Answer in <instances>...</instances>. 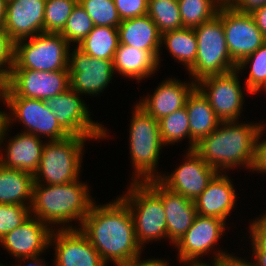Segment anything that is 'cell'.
Listing matches in <instances>:
<instances>
[{
	"mask_svg": "<svg viewBox=\"0 0 266 266\" xmlns=\"http://www.w3.org/2000/svg\"><path fill=\"white\" fill-rule=\"evenodd\" d=\"M95 203L78 228L102 260L121 266L139 257L143 248L137 242L134 220L127 204L120 196L108 204Z\"/></svg>",
	"mask_w": 266,
	"mask_h": 266,
	"instance_id": "6da1fadb",
	"label": "cell"
},
{
	"mask_svg": "<svg viewBox=\"0 0 266 266\" xmlns=\"http://www.w3.org/2000/svg\"><path fill=\"white\" fill-rule=\"evenodd\" d=\"M263 125V122L221 121L210 135L196 143L194 151L217 172L226 173L239 166L251 171L256 138Z\"/></svg>",
	"mask_w": 266,
	"mask_h": 266,
	"instance_id": "7a4b0ae2",
	"label": "cell"
},
{
	"mask_svg": "<svg viewBox=\"0 0 266 266\" xmlns=\"http://www.w3.org/2000/svg\"><path fill=\"white\" fill-rule=\"evenodd\" d=\"M94 202L88 185L79 180L59 185L34 184L30 210L51 228L59 224L60 229H77ZM72 221H79L78 226L69 223Z\"/></svg>",
	"mask_w": 266,
	"mask_h": 266,
	"instance_id": "3957f363",
	"label": "cell"
},
{
	"mask_svg": "<svg viewBox=\"0 0 266 266\" xmlns=\"http://www.w3.org/2000/svg\"><path fill=\"white\" fill-rule=\"evenodd\" d=\"M132 113L129 127V150L135 172H133L131 182L158 179L161 173H158L156 166L159 163L160 151L164 147L158 120L137 103Z\"/></svg>",
	"mask_w": 266,
	"mask_h": 266,
	"instance_id": "277c9868",
	"label": "cell"
},
{
	"mask_svg": "<svg viewBox=\"0 0 266 266\" xmlns=\"http://www.w3.org/2000/svg\"><path fill=\"white\" fill-rule=\"evenodd\" d=\"M86 136H69L63 140L45 141L42 157L34 173V184L59 185L80 180Z\"/></svg>",
	"mask_w": 266,
	"mask_h": 266,
	"instance_id": "5b68a950",
	"label": "cell"
},
{
	"mask_svg": "<svg viewBox=\"0 0 266 266\" xmlns=\"http://www.w3.org/2000/svg\"><path fill=\"white\" fill-rule=\"evenodd\" d=\"M197 40V56L194 65L188 70L192 81L208 76L220 75L236 69L227 48L222 23V6L211 20L194 28Z\"/></svg>",
	"mask_w": 266,
	"mask_h": 266,
	"instance_id": "8992f818",
	"label": "cell"
},
{
	"mask_svg": "<svg viewBox=\"0 0 266 266\" xmlns=\"http://www.w3.org/2000/svg\"><path fill=\"white\" fill-rule=\"evenodd\" d=\"M129 187L120 198L131 211L137 242L144 248L153 240L167 239L162 198L146 182H131Z\"/></svg>",
	"mask_w": 266,
	"mask_h": 266,
	"instance_id": "52a82bcc",
	"label": "cell"
},
{
	"mask_svg": "<svg viewBox=\"0 0 266 266\" xmlns=\"http://www.w3.org/2000/svg\"><path fill=\"white\" fill-rule=\"evenodd\" d=\"M70 44L60 33H40L14 43L11 69L68 70Z\"/></svg>",
	"mask_w": 266,
	"mask_h": 266,
	"instance_id": "ba28073f",
	"label": "cell"
},
{
	"mask_svg": "<svg viewBox=\"0 0 266 266\" xmlns=\"http://www.w3.org/2000/svg\"><path fill=\"white\" fill-rule=\"evenodd\" d=\"M3 104L7 105L9 114L3 111L2 119L7 126L17 120L24 125L23 132L47 141L63 140L70 135L59 125L56 116L47 106L46 101L19 96H3ZM11 112V114H10ZM44 136V137H43Z\"/></svg>",
	"mask_w": 266,
	"mask_h": 266,
	"instance_id": "9c48e42d",
	"label": "cell"
},
{
	"mask_svg": "<svg viewBox=\"0 0 266 266\" xmlns=\"http://www.w3.org/2000/svg\"><path fill=\"white\" fill-rule=\"evenodd\" d=\"M75 90L65 92L46 100L47 106L56 116L59 125L70 136H86L90 139H106L109 132L104 125L91 119L89 107Z\"/></svg>",
	"mask_w": 266,
	"mask_h": 266,
	"instance_id": "30bf717a",
	"label": "cell"
},
{
	"mask_svg": "<svg viewBox=\"0 0 266 266\" xmlns=\"http://www.w3.org/2000/svg\"><path fill=\"white\" fill-rule=\"evenodd\" d=\"M238 70L199 80L196 87L207 98L216 116L221 121H239L243 111L244 91L241 88Z\"/></svg>",
	"mask_w": 266,
	"mask_h": 266,
	"instance_id": "8fae6325",
	"label": "cell"
},
{
	"mask_svg": "<svg viewBox=\"0 0 266 266\" xmlns=\"http://www.w3.org/2000/svg\"><path fill=\"white\" fill-rule=\"evenodd\" d=\"M70 88L69 70L35 71L11 69L3 96H19L46 101Z\"/></svg>",
	"mask_w": 266,
	"mask_h": 266,
	"instance_id": "7c38bea8",
	"label": "cell"
},
{
	"mask_svg": "<svg viewBox=\"0 0 266 266\" xmlns=\"http://www.w3.org/2000/svg\"><path fill=\"white\" fill-rule=\"evenodd\" d=\"M68 70L70 88L80 95L89 96L102 93L115 73L113 60L92 57L77 46L69 50Z\"/></svg>",
	"mask_w": 266,
	"mask_h": 266,
	"instance_id": "4fadbf2b",
	"label": "cell"
},
{
	"mask_svg": "<svg viewBox=\"0 0 266 266\" xmlns=\"http://www.w3.org/2000/svg\"><path fill=\"white\" fill-rule=\"evenodd\" d=\"M222 23L228 51L236 64L266 42L251 13L222 6Z\"/></svg>",
	"mask_w": 266,
	"mask_h": 266,
	"instance_id": "5bb4252c",
	"label": "cell"
},
{
	"mask_svg": "<svg viewBox=\"0 0 266 266\" xmlns=\"http://www.w3.org/2000/svg\"><path fill=\"white\" fill-rule=\"evenodd\" d=\"M222 219L198 215L181 239L174 245L181 264L199 263L203 255L214 249L227 227ZM201 257V258H199Z\"/></svg>",
	"mask_w": 266,
	"mask_h": 266,
	"instance_id": "9a60e30c",
	"label": "cell"
},
{
	"mask_svg": "<svg viewBox=\"0 0 266 266\" xmlns=\"http://www.w3.org/2000/svg\"><path fill=\"white\" fill-rule=\"evenodd\" d=\"M186 151L185 161L171 174L162 173L158 180L168 189L194 201L218 172L194 150Z\"/></svg>",
	"mask_w": 266,
	"mask_h": 266,
	"instance_id": "2e32d148",
	"label": "cell"
},
{
	"mask_svg": "<svg viewBox=\"0 0 266 266\" xmlns=\"http://www.w3.org/2000/svg\"><path fill=\"white\" fill-rule=\"evenodd\" d=\"M50 246H55V266H107L79 228H54Z\"/></svg>",
	"mask_w": 266,
	"mask_h": 266,
	"instance_id": "e0dca14e",
	"label": "cell"
},
{
	"mask_svg": "<svg viewBox=\"0 0 266 266\" xmlns=\"http://www.w3.org/2000/svg\"><path fill=\"white\" fill-rule=\"evenodd\" d=\"M8 129L9 126L2 121L0 125V151L3 153L1 150L3 140L7 142V146H5L7 148L4 151L5 155L0 152V164L5 168L22 170L34 175L42 157L45 141L43 142L38 136L22 131L7 141L5 135L8 134Z\"/></svg>",
	"mask_w": 266,
	"mask_h": 266,
	"instance_id": "ac0fdd59",
	"label": "cell"
},
{
	"mask_svg": "<svg viewBox=\"0 0 266 266\" xmlns=\"http://www.w3.org/2000/svg\"><path fill=\"white\" fill-rule=\"evenodd\" d=\"M53 232L46 223L32 215L16 229L7 233L0 245L17 259L41 255L50 246Z\"/></svg>",
	"mask_w": 266,
	"mask_h": 266,
	"instance_id": "d6986e66",
	"label": "cell"
},
{
	"mask_svg": "<svg viewBox=\"0 0 266 266\" xmlns=\"http://www.w3.org/2000/svg\"><path fill=\"white\" fill-rule=\"evenodd\" d=\"M46 0H8L4 29L15 43L44 32Z\"/></svg>",
	"mask_w": 266,
	"mask_h": 266,
	"instance_id": "ffe728a7",
	"label": "cell"
},
{
	"mask_svg": "<svg viewBox=\"0 0 266 266\" xmlns=\"http://www.w3.org/2000/svg\"><path fill=\"white\" fill-rule=\"evenodd\" d=\"M146 183L162 198L166 214L167 239L175 245L197 216L194 201L165 187L158 179Z\"/></svg>",
	"mask_w": 266,
	"mask_h": 266,
	"instance_id": "44dd1931",
	"label": "cell"
},
{
	"mask_svg": "<svg viewBox=\"0 0 266 266\" xmlns=\"http://www.w3.org/2000/svg\"><path fill=\"white\" fill-rule=\"evenodd\" d=\"M195 87L196 83L191 80L181 82L175 78H167L159 83L153 94H148L137 104L153 118L160 120L185 107L187 97Z\"/></svg>",
	"mask_w": 266,
	"mask_h": 266,
	"instance_id": "7402d4cb",
	"label": "cell"
},
{
	"mask_svg": "<svg viewBox=\"0 0 266 266\" xmlns=\"http://www.w3.org/2000/svg\"><path fill=\"white\" fill-rule=\"evenodd\" d=\"M235 190L228 174L218 172L205 190L194 200L197 214L215 217L226 222L236 205Z\"/></svg>",
	"mask_w": 266,
	"mask_h": 266,
	"instance_id": "603a6c76",
	"label": "cell"
},
{
	"mask_svg": "<svg viewBox=\"0 0 266 266\" xmlns=\"http://www.w3.org/2000/svg\"><path fill=\"white\" fill-rule=\"evenodd\" d=\"M117 29L120 44L149 51L160 65L162 34L148 14L122 20Z\"/></svg>",
	"mask_w": 266,
	"mask_h": 266,
	"instance_id": "cb8c5ba5",
	"label": "cell"
},
{
	"mask_svg": "<svg viewBox=\"0 0 266 266\" xmlns=\"http://www.w3.org/2000/svg\"><path fill=\"white\" fill-rule=\"evenodd\" d=\"M185 108L190 129V146L187 150H194L196 143L210 135L219 126L221 120L197 87L187 97Z\"/></svg>",
	"mask_w": 266,
	"mask_h": 266,
	"instance_id": "d4e9b609",
	"label": "cell"
},
{
	"mask_svg": "<svg viewBox=\"0 0 266 266\" xmlns=\"http://www.w3.org/2000/svg\"><path fill=\"white\" fill-rule=\"evenodd\" d=\"M158 67L157 59L149 51L124 44H119L113 58L114 72L136 79L137 82L151 77L158 71Z\"/></svg>",
	"mask_w": 266,
	"mask_h": 266,
	"instance_id": "484cf974",
	"label": "cell"
},
{
	"mask_svg": "<svg viewBox=\"0 0 266 266\" xmlns=\"http://www.w3.org/2000/svg\"><path fill=\"white\" fill-rule=\"evenodd\" d=\"M34 183L32 173L0 164V204L31 206Z\"/></svg>",
	"mask_w": 266,
	"mask_h": 266,
	"instance_id": "4316f807",
	"label": "cell"
},
{
	"mask_svg": "<svg viewBox=\"0 0 266 266\" xmlns=\"http://www.w3.org/2000/svg\"><path fill=\"white\" fill-rule=\"evenodd\" d=\"M163 43V44H162ZM166 45V49L171 56L183 64L189 70L195 63L197 56V40L193 28L182 27L162 34L161 46Z\"/></svg>",
	"mask_w": 266,
	"mask_h": 266,
	"instance_id": "83f0119b",
	"label": "cell"
},
{
	"mask_svg": "<svg viewBox=\"0 0 266 266\" xmlns=\"http://www.w3.org/2000/svg\"><path fill=\"white\" fill-rule=\"evenodd\" d=\"M119 44L117 27L94 26L77 47L92 57L113 60Z\"/></svg>",
	"mask_w": 266,
	"mask_h": 266,
	"instance_id": "f1b7e54d",
	"label": "cell"
},
{
	"mask_svg": "<svg viewBox=\"0 0 266 266\" xmlns=\"http://www.w3.org/2000/svg\"><path fill=\"white\" fill-rule=\"evenodd\" d=\"M183 27L195 28L213 19L221 7L218 0H178Z\"/></svg>",
	"mask_w": 266,
	"mask_h": 266,
	"instance_id": "f546056e",
	"label": "cell"
},
{
	"mask_svg": "<svg viewBox=\"0 0 266 266\" xmlns=\"http://www.w3.org/2000/svg\"><path fill=\"white\" fill-rule=\"evenodd\" d=\"M251 66L247 79H245V88L248 93L256 94L266 87V42L262 44L255 52L243 58L236 67V70L247 69Z\"/></svg>",
	"mask_w": 266,
	"mask_h": 266,
	"instance_id": "4dcf8cb0",
	"label": "cell"
},
{
	"mask_svg": "<svg viewBox=\"0 0 266 266\" xmlns=\"http://www.w3.org/2000/svg\"><path fill=\"white\" fill-rule=\"evenodd\" d=\"M147 14L161 34L183 27L178 0H148Z\"/></svg>",
	"mask_w": 266,
	"mask_h": 266,
	"instance_id": "1f68e13d",
	"label": "cell"
},
{
	"mask_svg": "<svg viewBox=\"0 0 266 266\" xmlns=\"http://www.w3.org/2000/svg\"><path fill=\"white\" fill-rule=\"evenodd\" d=\"M161 141L165 145L175 144L183 139H189L190 129L188 113L185 107L158 120Z\"/></svg>",
	"mask_w": 266,
	"mask_h": 266,
	"instance_id": "d6a6232c",
	"label": "cell"
},
{
	"mask_svg": "<svg viewBox=\"0 0 266 266\" xmlns=\"http://www.w3.org/2000/svg\"><path fill=\"white\" fill-rule=\"evenodd\" d=\"M78 0H46L44 32L61 33Z\"/></svg>",
	"mask_w": 266,
	"mask_h": 266,
	"instance_id": "836d02e7",
	"label": "cell"
},
{
	"mask_svg": "<svg viewBox=\"0 0 266 266\" xmlns=\"http://www.w3.org/2000/svg\"><path fill=\"white\" fill-rule=\"evenodd\" d=\"M94 26L92 19L78 2L60 34L70 45L76 43L75 46H78Z\"/></svg>",
	"mask_w": 266,
	"mask_h": 266,
	"instance_id": "e575fe53",
	"label": "cell"
},
{
	"mask_svg": "<svg viewBox=\"0 0 266 266\" xmlns=\"http://www.w3.org/2000/svg\"><path fill=\"white\" fill-rule=\"evenodd\" d=\"M95 26L118 27L121 19L114 0H78Z\"/></svg>",
	"mask_w": 266,
	"mask_h": 266,
	"instance_id": "d590c367",
	"label": "cell"
},
{
	"mask_svg": "<svg viewBox=\"0 0 266 266\" xmlns=\"http://www.w3.org/2000/svg\"><path fill=\"white\" fill-rule=\"evenodd\" d=\"M31 216L30 206L0 204V240Z\"/></svg>",
	"mask_w": 266,
	"mask_h": 266,
	"instance_id": "8d00e7d4",
	"label": "cell"
},
{
	"mask_svg": "<svg viewBox=\"0 0 266 266\" xmlns=\"http://www.w3.org/2000/svg\"><path fill=\"white\" fill-rule=\"evenodd\" d=\"M14 64V42L0 25V83L6 87Z\"/></svg>",
	"mask_w": 266,
	"mask_h": 266,
	"instance_id": "74e56055",
	"label": "cell"
},
{
	"mask_svg": "<svg viewBox=\"0 0 266 266\" xmlns=\"http://www.w3.org/2000/svg\"><path fill=\"white\" fill-rule=\"evenodd\" d=\"M121 20L144 16L148 12V0H114Z\"/></svg>",
	"mask_w": 266,
	"mask_h": 266,
	"instance_id": "f35d334b",
	"label": "cell"
},
{
	"mask_svg": "<svg viewBox=\"0 0 266 266\" xmlns=\"http://www.w3.org/2000/svg\"><path fill=\"white\" fill-rule=\"evenodd\" d=\"M252 252H266V212L250 223Z\"/></svg>",
	"mask_w": 266,
	"mask_h": 266,
	"instance_id": "ab89813d",
	"label": "cell"
},
{
	"mask_svg": "<svg viewBox=\"0 0 266 266\" xmlns=\"http://www.w3.org/2000/svg\"><path fill=\"white\" fill-rule=\"evenodd\" d=\"M266 131V125L264 124L261 131L259 132L255 142V157L253 167L251 170L266 173V139L261 141V135Z\"/></svg>",
	"mask_w": 266,
	"mask_h": 266,
	"instance_id": "60d3db41",
	"label": "cell"
},
{
	"mask_svg": "<svg viewBox=\"0 0 266 266\" xmlns=\"http://www.w3.org/2000/svg\"><path fill=\"white\" fill-rule=\"evenodd\" d=\"M265 5L266 0H237L232 6L240 12L251 13Z\"/></svg>",
	"mask_w": 266,
	"mask_h": 266,
	"instance_id": "b9f144b4",
	"label": "cell"
},
{
	"mask_svg": "<svg viewBox=\"0 0 266 266\" xmlns=\"http://www.w3.org/2000/svg\"><path fill=\"white\" fill-rule=\"evenodd\" d=\"M121 266H169V263L165 259L161 260V258L160 259L151 258V259L141 260V257L139 256Z\"/></svg>",
	"mask_w": 266,
	"mask_h": 266,
	"instance_id": "7bdbcfd3",
	"label": "cell"
},
{
	"mask_svg": "<svg viewBox=\"0 0 266 266\" xmlns=\"http://www.w3.org/2000/svg\"><path fill=\"white\" fill-rule=\"evenodd\" d=\"M257 27L261 30L264 37L266 38V5L255 9L251 12Z\"/></svg>",
	"mask_w": 266,
	"mask_h": 266,
	"instance_id": "ee69618b",
	"label": "cell"
},
{
	"mask_svg": "<svg viewBox=\"0 0 266 266\" xmlns=\"http://www.w3.org/2000/svg\"><path fill=\"white\" fill-rule=\"evenodd\" d=\"M219 247L216 250V252H214V256H213V261L211 262L212 265L210 263H203V262H199V263H187V264H184V266H221V261H224L226 257H228L229 254L228 252H224L223 250H218ZM218 250V251H217ZM190 264V265H189Z\"/></svg>",
	"mask_w": 266,
	"mask_h": 266,
	"instance_id": "f6af8a7d",
	"label": "cell"
},
{
	"mask_svg": "<svg viewBox=\"0 0 266 266\" xmlns=\"http://www.w3.org/2000/svg\"><path fill=\"white\" fill-rule=\"evenodd\" d=\"M226 266H255L250 260L242 259L233 255H229L225 258Z\"/></svg>",
	"mask_w": 266,
	"mask_h": 266,
	"instance_id": "bcb514c9",
	"label": "cell"
},
{
	"mask_svg": "<svg viewBox=\"0 0 266 266\" xmlns=\"http://www.w3.org/2000/svg\"><path fill=\"white\" fill-rule=\"evenodd\" d=\"M41 255H37V256H31V257H24V258H20V261H25V260H29L30 263L26 265V263L24 262L23 266H47L45 263L46 261L44 259H41L40 257ZM44 260V261H43Z\"/></svg>",
	"mask_w": 266,
	"mask_h": 266,
	"instance_id": "7dc6e473",
	"label": "cell"
},
{
	"mask_svg": "<svg viewBox=\"0 0 266 266\" xmlns=\"http://www.w3.org/2000/svg\"><path fill=\"white\" fill-rule=\"evenodd\" d=\"M253 264L255 266H266V252H252Z\"/></svg>",
	"mask_w": 266,
	"mask_h": 266,
	"instance_id": "c3c4849f",
	"label": "cell"
},
{
	"mask_svg": "<svg viewBox=\"0 0 266 266\" xmlns=\"http://www.w3.org/2000/svg\"><path fill=\"white\" fill-rule=\"evenodd\" d=\"M8 0H0V25H3L6 18V8Z\"/></svg>",
	"mask_w": 266,
	"mask_h": 266,
	"instance_id": "681fc988",
	"label": "cell"
},
{
	"mask_svg": "<svg viewBox=\"0 0 266 266\" xmlns=\"http://www.w3.org/2000/svg\"><path fill=\"white\" fill-rule=\"evenodd\" d=\"M221 6H232L237 0H218Z\"/></svg>",
	"mask_w": 266,
	"mask_h": 266,
	"instance_id": "f907efd6",
	"label": "cell"
},
{
	"mask_svg": "<svg viewBox=\"0 0 266 266\" xmlns=\"http://www.w3.org/2000/svg\"><path fill=\"white\" fill-rule=\"evenodd\" d=\"M3 90L4 86L0 83V101H3Z\"/></svg>",
	"mask_w": 266,
	"mask_h": 266,
	"instance_id": "816d5d0a",
	"label": "cell"
},
{
	"mask_svg": "<svg viewBox=\"0 0 266 266\" xmlns=\"http://www.w3.org/2000/svg\"><path fill=\"white\" fill-rule=\"evenodd\" d=\"M2 114H3V112L0 110V125H1V123H2V121H3V119H2Z\"/></svg>",
	"mask_w": 266,
	"mask_h": 266,
	"instance_id": "f5cc1de1",
	"label": "cell"
},
{
	"mask_svg": "<svg viewBox=\"0 0 266 266\" xmlns=\"http://www.w3.org/2000/svg\"><path fill=\"white\" fill-rule=\"evenodd\" d=\"M221 266H226L225 260L224 261H221Z\"/></svg>",
	"mask_w": 266,
	"mask_h": 266,
	"instance_id": "db71d44e",
	"label": "cell"
}]
</instances>
